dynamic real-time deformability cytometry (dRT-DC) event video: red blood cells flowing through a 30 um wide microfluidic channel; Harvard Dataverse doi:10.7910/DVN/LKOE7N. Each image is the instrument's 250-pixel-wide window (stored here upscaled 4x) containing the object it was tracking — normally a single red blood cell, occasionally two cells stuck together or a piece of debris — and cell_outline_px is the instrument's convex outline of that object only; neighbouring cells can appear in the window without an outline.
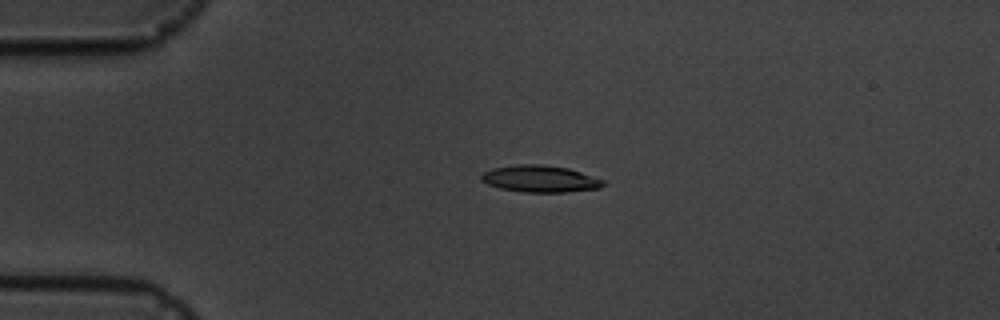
{"species": "common noctule bat (a hibernating species)", "species_latin": "Nyctalus noctula", "temperature_condition": "cold", "stored_images_in_passage": 5, "camera_frame_rate_fps": 3000, "um_per_image_px": 0.085, "animal": {"sex": "male", "body_mass_g": 19.5, "forearm_length_mm": 54.6}, "frame": {"image": 1, "passage_image": 4, "time_ms": 3.667, "image_size_px": [1000, 320], "cell_outline_px": [[604, 184], [600, 188], [564, 192], [524, 192], [500, 188], [488, 184], [480, 180], [480, 176], [484, 172], [492, 168], [516, 164], [540, 164], [568, 168], [604, 180]], "centroid_in_image_um": [45.88, 15.19], "position_along_channel_um": 39.1, "area_um2": 18.96}}